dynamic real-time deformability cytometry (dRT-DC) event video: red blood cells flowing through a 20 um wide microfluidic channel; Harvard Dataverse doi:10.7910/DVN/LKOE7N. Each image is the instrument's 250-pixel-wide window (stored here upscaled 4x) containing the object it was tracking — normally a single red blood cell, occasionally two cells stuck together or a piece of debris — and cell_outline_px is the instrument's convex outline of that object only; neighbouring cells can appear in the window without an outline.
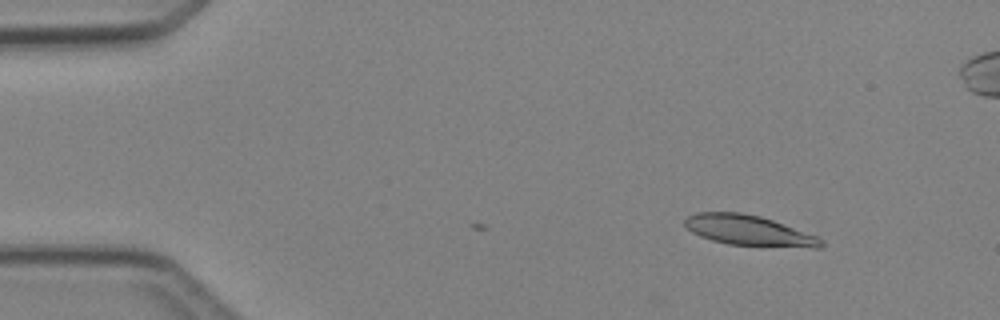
{"species": "Egyptian fruit bat (a non-hibernating species)", "species_latin": "Rousettus aegyptiacus", "temperature_condition": "cold", "stored_images_in_passage": 4, "camera_frame_rate_fps": 3000, "um_per_image_px": 0.085, "animal": {"sex": "female"}, "frame": {"image": 1, "passage_image": 1, "time_ms": 0.0, "image_size_px": [1000, 320], "cell_outline_px": [[824, 244], [820, 248], [812, 248], [728, 244], [712, 240], [700, 236], [692, 232], [684, 224], [684, 220], [688, 216], [696, 212], [740, 212], [760, 216], [820, 236], [824, 240]], "centroid_in_image_um": [63.7, 19.59], "position_along_channel_um": 21.3, "area_um2": 24.22}}
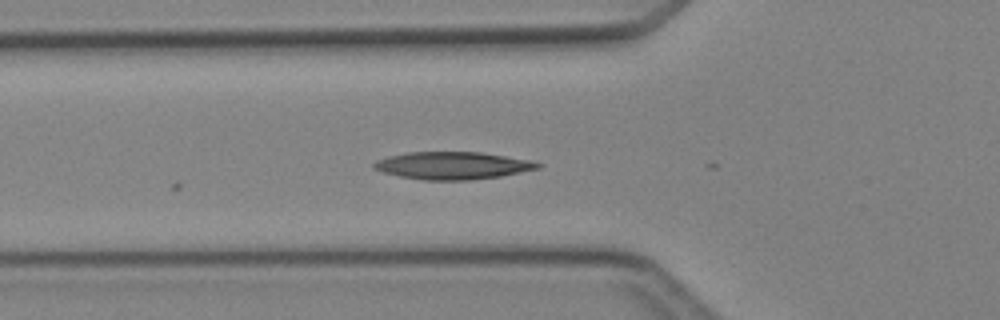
{"frame": {"image": 2, "passage_image": 4, "time_ms": 3.667, "image_size_px": [1000, 320], "cell_outline_px": [[544, 164], [540, 168], [500, 176], [468, 180], [424, 180], [400, 176], [384, 172], [372, 168], [372, 164], [376, 160], [388, 156], [408, 152], [480, 152], [532, 160]], "centroid_in_image_um": [38.48, 14.06], "position_along_channel_um": 87.3, "area_um2": 26.24}}